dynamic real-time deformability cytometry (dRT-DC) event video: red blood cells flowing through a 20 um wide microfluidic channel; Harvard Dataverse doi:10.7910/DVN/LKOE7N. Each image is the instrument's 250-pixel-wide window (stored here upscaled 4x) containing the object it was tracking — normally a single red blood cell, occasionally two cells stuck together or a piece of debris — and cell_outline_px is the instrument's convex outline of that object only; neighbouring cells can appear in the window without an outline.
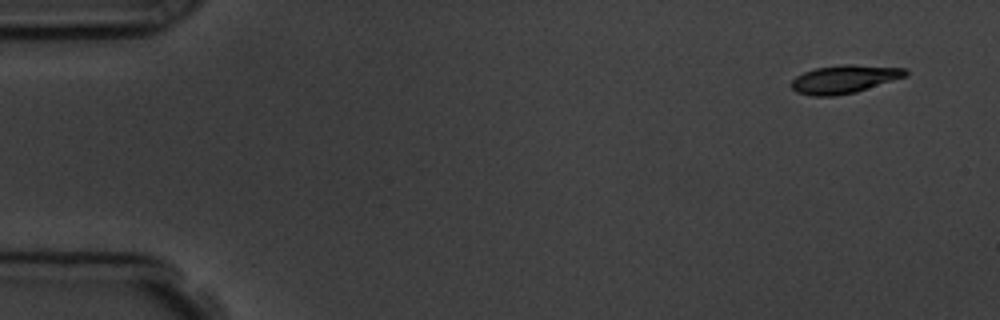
{"species": "common noctule bat (a hibernating species)", "species_latin": "Nyctalus noctula", "temperature_condition": "room temperature", "stored_images_in_passage": 5, "camera_frame_rate_fps": 3000, "um_per_image_px": 0.085, "animal": {"sex": "male", "body_mass_g": 19.5, "forearm_length_mm": 54.6}, "frame": {"image": 1, "passage_image": 1, "time_ms": 0.0, "image_size_px": [1000, 320], "cell_outline_px": [[908, 76], [856, 92], [836, 96], [812, 96], [796, 92], [792, 88], [792, 80], [796, 76], [804, 72], [816, 68], [844, 64], [852, 64], [904, 68], [908, 72]], "centroid_in_image_um": [71.78, 6.73], "position_along_channel_um": 13.2, "area_um2": 18.79}}
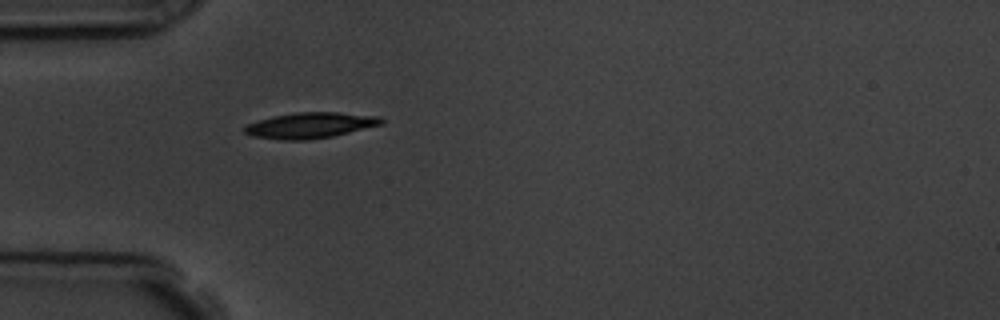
{"frame": {"image": 2, "passage_image": 5, "time_ms": 4.333, "image_size_px": [1000, 320], "cell_outline_px": [[384, 124], [332, 136], [304, 140], [280, 140], [252, 136], [244, 132], [244, 128], [248, 124], [272, 116], [296, 112], [336, 112], [380, 116], [384, 120]], "centroid_in_image_um": [26.39, 10.65], "position_along_channel_um": 58.6, "area_um2": 20.46}}